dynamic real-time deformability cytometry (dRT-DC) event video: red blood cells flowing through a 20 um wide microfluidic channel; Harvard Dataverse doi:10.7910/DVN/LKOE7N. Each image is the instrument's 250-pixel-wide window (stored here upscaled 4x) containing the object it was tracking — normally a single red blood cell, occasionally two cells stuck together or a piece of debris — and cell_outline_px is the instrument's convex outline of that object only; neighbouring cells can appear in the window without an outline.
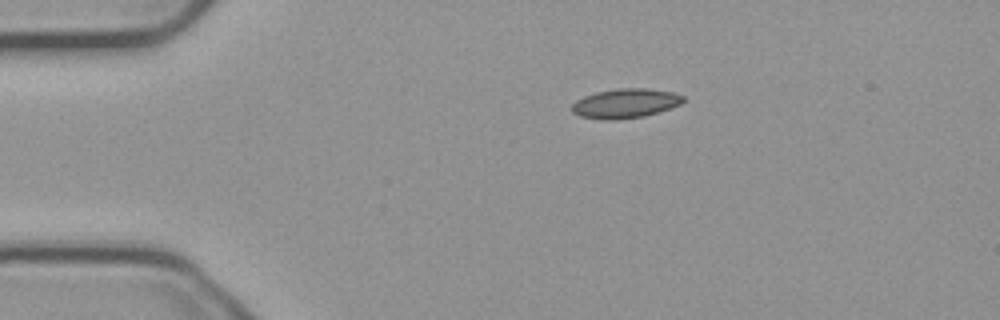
{"species": "common noctule bat (a hibernating species)", "species_latin": "Nyctalus noctula", "temperature_condition": "cold", "stored_images_in_passage": 5, "camera_frame_rate_fps": 3000, "um_per_image_px": 0.085, "animal": {"sex": "male", "body_mass_g": 23.1, "forearm_length_mm": 52.7}, "frame": {"image": 1, "passage_image": 5, "time_ms": 1.333, "image_size_px": [1000, 320], "cell_outline_px": [[684, 100], [680, 104], [644, 116], [616, 120], [604, 120], [580, 116], [572, 112], [572, 104], [576, 100], [584, 96], [596, 92], [616, 88], [644, 88], [672, 92], [684, 96]], "centroid_in_image_um": [53.11, 8.78], "position_along_channel_um": 31.9, "area_um2": 18.96}}